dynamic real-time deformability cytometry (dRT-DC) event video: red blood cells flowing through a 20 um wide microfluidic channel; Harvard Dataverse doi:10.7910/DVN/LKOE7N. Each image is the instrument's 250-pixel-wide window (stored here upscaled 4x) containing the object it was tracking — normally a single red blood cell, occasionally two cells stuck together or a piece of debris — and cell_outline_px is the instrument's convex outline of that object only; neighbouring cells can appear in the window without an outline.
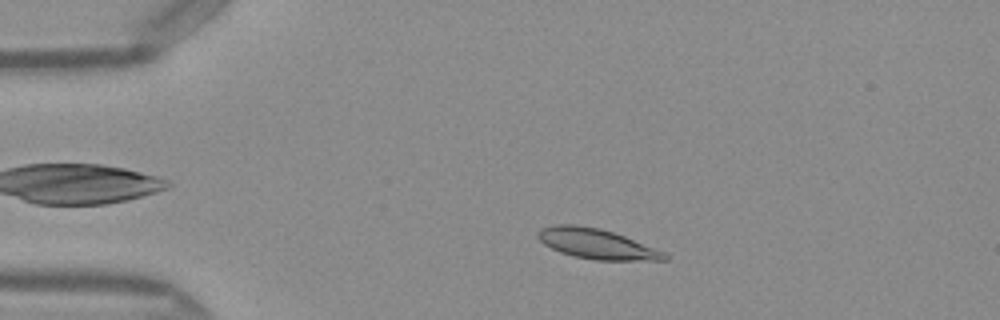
{"species": "Egyptian fruit bat (a non-hibernating species)", "species_latin": "Rousettus aegyptiacus", "temperature_condition": "warm", "stored_images_in_passage": 46, "camera_frame_rate_fps": 3000, "um_per_image_px": 0.085, "frame": {"image": 1, "passage_image": 7, "time_ms": 2.0, "image_size_px": [1000, 320], "cell_outline_px": [[668, 260], [596, 260], [576, 256], [560, 252], [544, 244], [536, 236], [536, 232], [540, 228], [556, 224], [572, 224], [600, 228], [624, 236], [664, 252], [668, 256]], "centroid_in_image_um": [50.67, 20.71], "position_along_channel_um": 34.3, "area_um2": 21.96}}
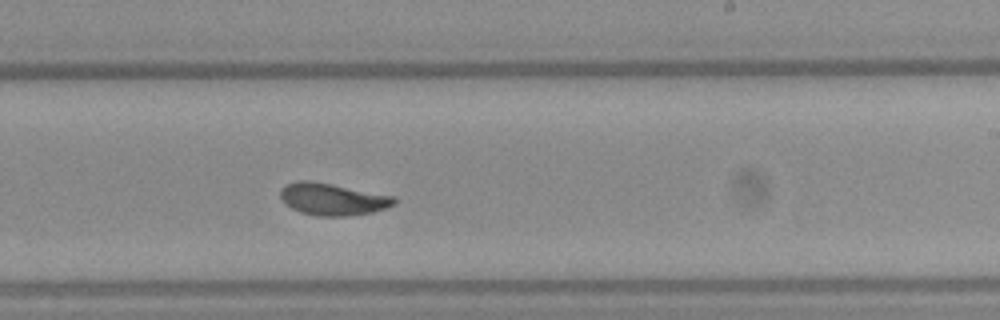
{"frame": {"image": 2, "passage_image": 27, "time_ms": 8.667, "image_size_px": [1000, 320], "cell_outline_px": [[396, 204], [372, 212], [348, 216], [316, 216], [300, 212], [284, 204], [280, 196], [280, 192], [284, 184], [296, 180], [308, 180], [396, 196]], "centroid_in_image_um": [28.24, 16.93], "position_along_channel_um": 260.8, "area_um2": 21.33}}
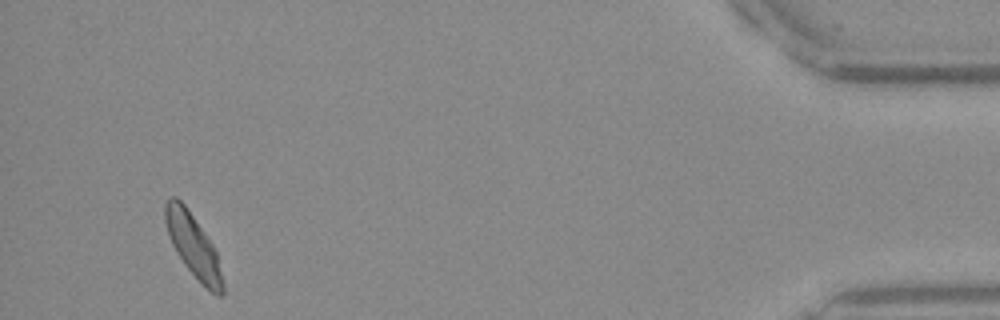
{"frame": {"image": 3, "passage_image": 44, "time_ms": 14.333, "image_size_px": [1000, 320], "cell_outline_px": [[224, 292], [220, 296], [216, 296], [184, 264], [176, 252], [172, 244], [164, 220], [164, 204], [168, 196], [176, 196], [184, 204], [204, 232], [212, 244], [216, 252], [224, 284]], "centroid_in_image_um": [16.4, 20.83], "position_along_channel_um": 418.8, "area_um2": 20.69}, "authors_computed_cell_mechanics": {"area_um2": 21.1837, "velocity_mm_per_s": 4.0674, "shape_relaxation_time_tau1_ms": 3.0965, "shape_relaxation_time_tau2_ms": 0.8965, "deformation_change_tau1": 0.1207, "deformation_change_tau2": 0.0502}}